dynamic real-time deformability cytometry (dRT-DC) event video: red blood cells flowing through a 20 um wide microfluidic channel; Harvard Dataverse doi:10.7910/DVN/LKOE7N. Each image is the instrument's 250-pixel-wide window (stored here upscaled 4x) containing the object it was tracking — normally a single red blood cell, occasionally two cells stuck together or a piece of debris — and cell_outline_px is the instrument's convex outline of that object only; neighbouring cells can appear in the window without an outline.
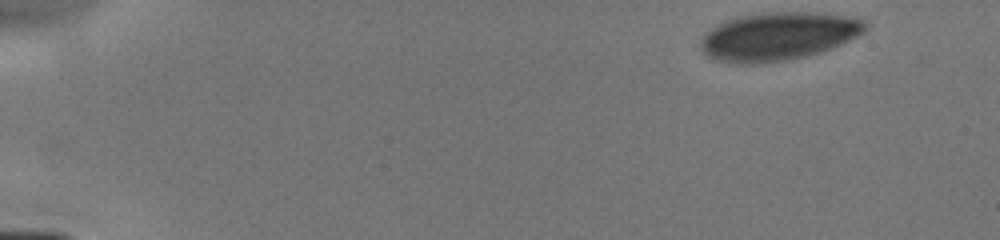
{"species": "human", "species_latin": "Homo sapiens", "temperature_condition": "cold", "stored_images_in_passage": 16, "camera_frame_rate_fps": 3000, "um_per_image_px": 0.085, "donor": {"sex": "male"}, "frame": {"image": 1, "passage_image": 1, "time_ms": 0.0, "image_size_px": [1000, 240], "cell_outline_px": [[868, 28], [864, 32], [832, 48], [820, 52], [804, 56], [784, 60], [752, 64], [744, 64], [716, 60], [708, 56], [700, 48], [700, 44], [704, 36], [716, 24], [724, 20], [740, 16], [764, 12], [824, 12], [864, 20], [868, 24]], "centroid_in_image_um": [66.16, 3.07], "position_along_channel_um": 18.8, "area_um2": 46.01}}
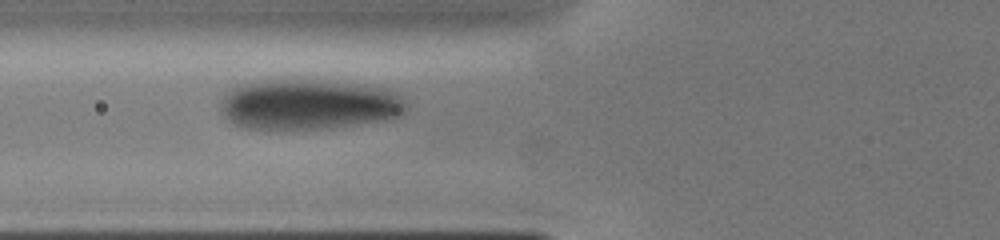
{"frame": {"image": 2, "passage_image": 10, "time_ms": 5.0, "image_size_px": [1000, 240], "cell_outline_px": [[408, 108], [400, 116], [380, 120], [324, 128], [248, 128], [236, 124], [228, 120], [224, 112], [224, 96], [236, 84], [260, 80], [308, 80], [360, 84], [388, 88], [396, 92], [408, 104]], "centroid_in_image_um": [26.29, 8.85], "position_along_channel_um": 99.5, "area_um2": 53.64}}
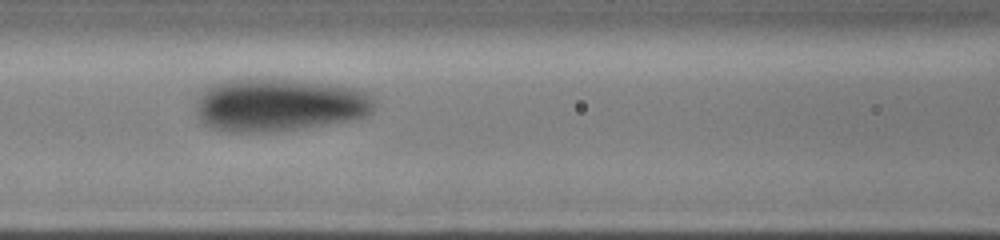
{"frame": {"image": 3, "passage_image": 14, "time_ms": 6.0, "image_size_px": [1000, 240], "cell_outline_px": [[376, 104], [372, 112], [368, 116], [356, 120], [304, 128], [268, 132], [228, 132], [212, 128], [204, 124], [200, 120], [196, 112], [196, 100], [208, 84], [244, 76], [256, 76], [304, 80], [356, 88], [368, 92], [372, 96]], "centroid_in_image_um": [23.72, 8.88], "position_along_channel_um": 142.9, "area_um2": 56.99}}